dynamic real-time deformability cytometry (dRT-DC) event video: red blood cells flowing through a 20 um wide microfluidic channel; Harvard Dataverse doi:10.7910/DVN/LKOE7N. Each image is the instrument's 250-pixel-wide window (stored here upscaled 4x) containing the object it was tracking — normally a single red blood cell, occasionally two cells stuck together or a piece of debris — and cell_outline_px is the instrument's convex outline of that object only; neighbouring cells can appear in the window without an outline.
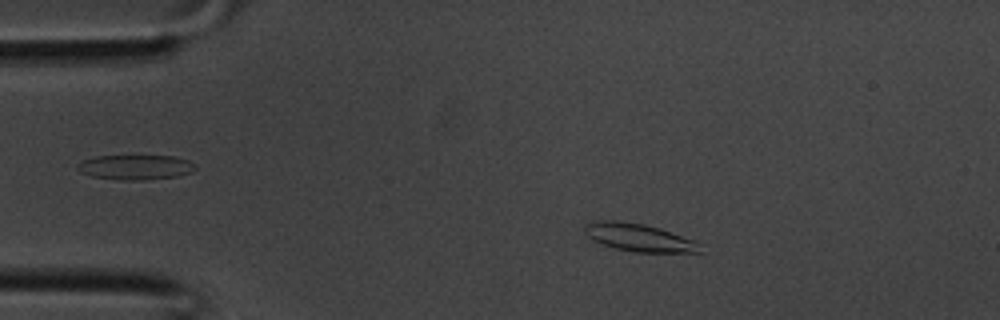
{"species": "common noctule bat (a hibernating species)", "species_latin": "Nyctalus noctula", "temperature_condition": "room temperature", "stored_images_in_passage": 36, "camera_frame_rate_fps": 3000, "um_per_image_px": 0.085, "animal": {"sex": "male", "body_mass_g": 20.1, "forearm_length_mm": 53.5}, "frame": {"image": 1, "passage_image": 6, "time_ms": 1.667, "image_size_px": [1000, 320], "cell_outline_px": [[704, 252], [636, 252], [616, 248], [592, 240], [584, 232], [584, 228], [588, 224], [600, 220], [616, 220], [644, 224], [660, 228], [704, 244]], "centroid_in_image_um": [54.38, 20.19], "position_along_channel_um": 30.6, "area_um2": 18.61}}
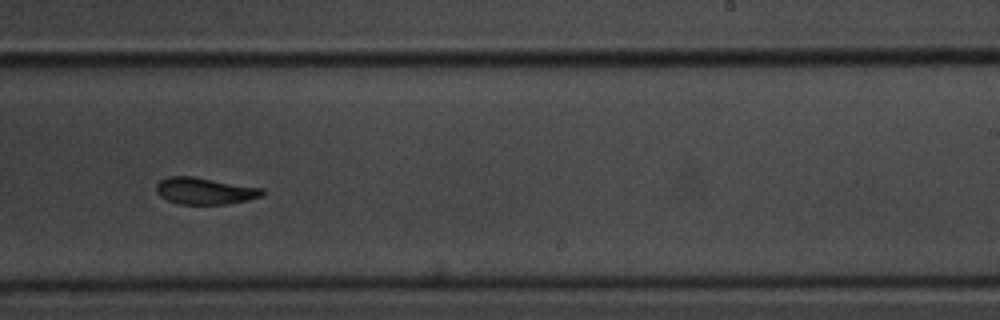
{"frame": {"image": 2, "passage_image": 22, "time_ms": 7.0, "image_size_px": [1000, 320], "cell_outline_px": [[264, 196], [248, 200], [228, 204], [180, 204], [168, 200], [160, 196], [156, 192], [156, 184], [160, 180], [168, 176], [192, 176], [264, 188]], "centroid_in_image_um": [17.43, 16.23], "position_along_channel_um": 271.6, "area_um2": 16.65}}
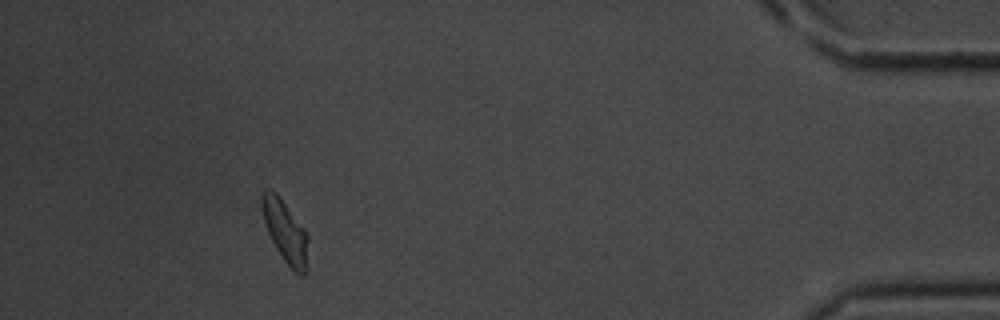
{"frame": {"image": 3, "passage_image": 33, "time_ms": 10.667, "image_size_px": [1000, 320], "cell_outline_px": [[308, 240], [304, 276], [300, 276], [284, 260], [276, 248], [268, 232], [264, 220], [260, 204], [260, 196], [264, 188], [272, 188], [276, 192], [304, 228], [308, 236]], "centroid_in_image_um": [24.21, 19.59], "position_along_channel_um": 411.0, "area_um2": 16.53}}